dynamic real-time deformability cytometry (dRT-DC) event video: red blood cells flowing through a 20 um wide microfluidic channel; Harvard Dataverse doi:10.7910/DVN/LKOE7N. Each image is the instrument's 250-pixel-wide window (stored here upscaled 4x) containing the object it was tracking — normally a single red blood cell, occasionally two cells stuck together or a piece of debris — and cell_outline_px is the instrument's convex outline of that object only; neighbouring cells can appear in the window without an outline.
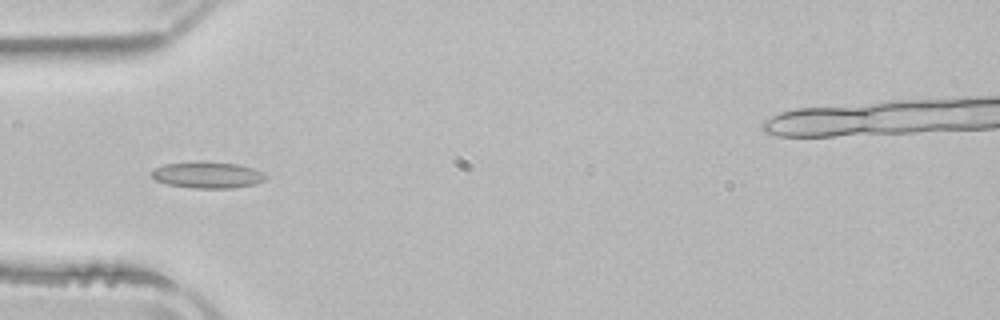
{"species": "common noctule bat (a hibernating species)", "species_latin": "Nyctalus noctula", "temperature_condition": "room temperature", "stored_images_in_passage": 40, "camera_frame_rate_fps": 3000, "um_per_image_px": 0.085, "animal": {"sex": "male", "body_mass_g": 21.5, "forearm_length_mm": 52.0}, "frame": {"image": 1, "passage_image": 3, "time_ms": 0.667, "image_size_px": [1000, 320], "cell_outline_px": [[268, 176], [264, 180], [256, 184], [232, 188], [192, 188], [168, 184], [156, 180], [148, 172], [152, 168], [164, 164], [236, 164], [252, 168], [264, 172]], "centroid_in_image_um": [17.64, 14.92], "position_along_channel_um": 67.4, "area_um2": 16.88}}
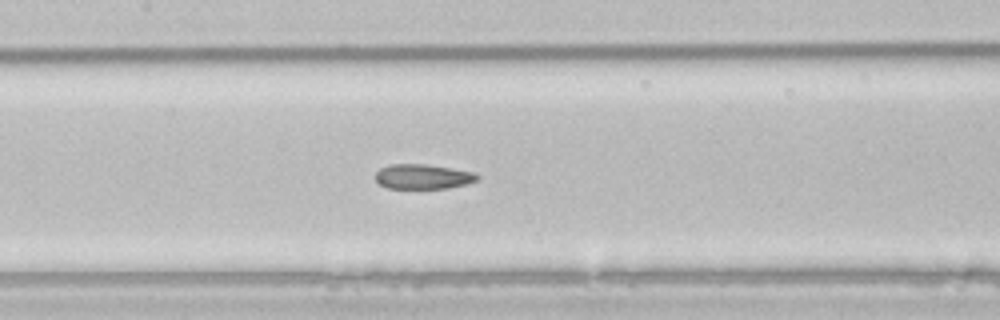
{"frame": {"image": 2, "passage_image": 11, "time_ms": 3.333, "image_size_px": [1000, 320], "cell_outline_px": [[480, 176], [476, 180], [468, 184], [448, 188], [388, 188], [380, 184], [376, 180], [376, 172], [380, 168], [388, 164], [424, 164], [452, 168], [476, 172]], "centroid_in_image_um": [35.97, 15.0], "position_along_channel_um": 171.4, "area_um2": 14.8}}
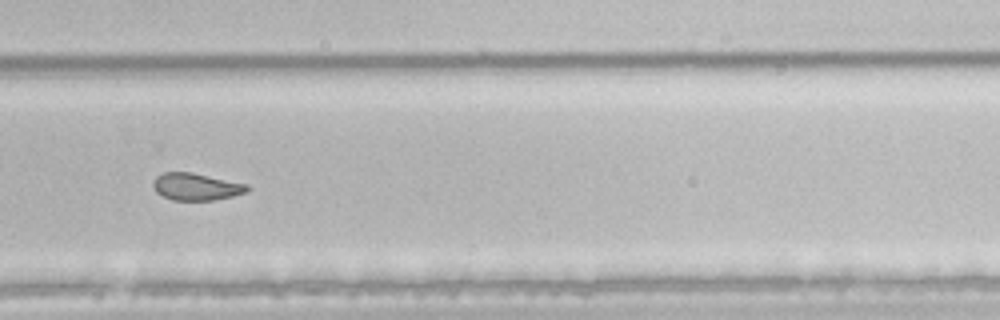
{"frame": {"image": 3, "passage_image": 22, "time_ms": 7.0, "image_size_px": [1000, 320], "cell_outline_px": [[252, 188], [248, 192], [232, 196], [212, 200], [172, 200], [156, 192], [152, 184], [156, 176], [164, 172], [192, 172], [248, 184]], "centroid_in_image_um": [16.71, 15.86], "position_along_channel_um": 313.1, "area_um2": 14.97}, "authors_computed_cell_mechanics": {"area_um2": 16.0106, "velocity_mm_per_s": 3.8863, "shape_relaxation_time_tau1_ms": null, "shape_relaxation_time_tau2_ms": 3.1591, "deformation_change_tau1": null, "deformation_change_tau2": 0.0812}}